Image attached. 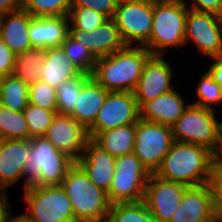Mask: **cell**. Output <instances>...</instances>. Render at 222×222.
<instances>
[{"label": "cell", "mask_w": 222, "mask_h": 222, "mask_svg": "<svg viewBox=\"0 0 222 222\" xmlns=\"http://www.w3.org/2000/svg\"><path fill=\"white\" fill-rule=\"evenodd\" d=\"M154 174L186 186L208 184L213 176L212 151L201 145L174 141Z\"/></svg>", "instance_id": "1"}, {"label": "cell", "mask_w": 222, "mask_h": 222, "mask_svg": "<svg viewBox=\"0 0 222 222\" xmlns=\"http://www.w3.org/2000/svg\"><path fill=\"white\" fill-rule=\"evenodd\" d=\"M152 54L144 46H126L96 59L91 76L108 91L133 92Z\"/></svg>", "instance_id": "2"}, {"label": "cell", "mask_w": 222, "mask_h": 222, "mask_svg": "<svg viewBox=\"0 0 222 222\" xmlns=\"http://www.w3.org/2000/svg\"><path fill=\"white\" fill-rule=\"evenodd\" d=\"M68 154L58 150L45 136L29 140L24 167V190L34 186L61 185L68 170L75 164Z\"/></svg>", "instance_id": "3"}, {"label": "cell", "mask_w": 222, "mask_h": 222, "mask_svg": "<svg viewBox=\"0 0 222 222\" xmlns=\"http://www.w3.org/2000/svg\"><path fill=\"white\" fill-rule=\"evenodd\" d=\"M77 222H106L112 203L105 190L90 181L75 162L61 183Z\"/></svg>", "instance_id": "4"}, {"label": "cell", "mask_w": 222, "mask_h": 222, "mask_svg": "<svg viewBox=\"0 0 222 222\" xmlns=\"http://www.w3.org/2000/svg\"><path fill=\"white\" fill-rule=\"evenodd\" d=\"M188 5L185 0H153L152 30L144 46L152 56H163L167 48L186 45Z\"/></svg>", "instance_id": "5"}, {"label": "cell", "mask_w": 222, "mask_h": 222, "mask_svg": "<svg viewBox=\"0 0 222 222\" xmlns=\"http://www.w3.org/2000/svg\"><path fill=\"white\" fill-rule=\"evenodd\" d=\"M216 111L188 104L183 115L171 126L174 141L216 148L222 132V122L217 121Z\"/></svg>", "instance_id": "6"}, {"label": "cell", "mask_w": 222, "mask_h": 222, "mask_svg": "<svg viewBox=\"0 0 222 222\" xmlns=\"http://www.w3.org/2000/svg\"><path fill=\"white\" fill-rule=\"evenodd\" d=\"M27 212L31 222H77L71 201L61 185L34 186L24 190Z\"/></svg>", "instance_id": "7"}, {"label": "cell", "mask_w": 222, "mask_h": 222, "mask_svg": "<svg viewBox=\"0 0 222 222\" xmlns=\"http://www.w3.org/2000/svg\"><path fill=\"white\" fill-rule=\"evenodd\" d=\"M150 175L134 153L116 157L114 179L107 192L109 201L112 204L142 201Z\"/></svg>", "instance_id": "8"}, {"label": "cell", "mask_w": 222, "mask_h": 222, "mask_svg": "<svg viewBox=\"0 0 222 222\" xmlns=\"http://www.w3.org/2000/svg\"><path fill=\"white\" fill-rule=\"evenodd\" d=\"M173 142L171 126L139 118L133 153L150 173H155L160 167Z\"/></svg>", "instance_id": "9"}, {"label": "cell", "mask_w": 222, "mask_h": 222, "mask_svg": "<svg viewBox=\"0 0 222 222\" xmlns=\"http://www.w3.org/2000/svg\"><path fill=\"white\" fill-rule=\"evenodd\" d=\"M113 20L127 46H145L153 24V0L118 5Z\"/></svg>", "instance_id": "10"}, {"label": "cell", "mask_w": 222, "mask_h": 222, "mask_svg": "<svg viewBox=\"0 0 222 222\" xmlns=\"http://www.w3.org/2000/svg\"><path fill=\"white\" fill-rule=\"evenodd\" d=\"M140 110L133 92L109 91L94 123L88 128L90 139L119 126L137 123Z\"/></svg>", "instance_id": "11"}, {"label": "cell", "mask_w": 222, "mask_h": 222, "mask_svg": "<svg viewBox=\"0 0 222 222\" xmlns=\"http://www.w3.org/2000/svg\"><path fill=\"white\" fill-rule=\"evenodd\" d=\"M186 186L168 181L151 173L143 195V202L155 222H169L181 204Z\"/></svg>", "instance_id": "12"}, {"label": "cell", "mask_w": 222, "mask_h": 222, "mask_svg": "<svg viewBox=\"0 0 222 222\" xmlns=\"http://www.w3.org/2000/svg\"><path fill=\"white\" fill-rule=\"evenodd\" d=\"M193 42L203 55L215 58L222 48V22L219 15L188 8L185 44Z\"/></svg>", "instance_id": "13"}, {"label": "cell", "mask_w": 222, "mask_h": 222, "mask_svg": "<svg viewBox=\"0 0 222 222\" xmlns=\"http://www.w3.org/2000/svg\"><path fill=\"white\" fill-rule=\"evenodd\" d=\"M45 137L60 151L77 161L90 140L88 129L68 114H56Z\"/></svg>", "instance_id": "14"}, {"label": "cell", "mask_w": 222, "mask_h": 222, "mask_svg": "<svg viewBox=\"0 0 222 222\" xmlns=\"http://www.w3.org/2000/svg\"><path fill=\"white\" fill-rule=\"evenodd\" d=\"M163 56H151L145 63L137 86L133 91L139 109L147 102L173 88V71Z\"/></svg>", "instance_id": "15"}, {"label": "cell", "mask_w": 222, "mask_h": 222, "mask_svg": "<svg viewBox=\"0 0 222 222\" xmlns=\"http://www.w3.org/2000/svg\"><path fill=\"white\" fill-rule=\"evenodd\" d=\"M214 213L210 184L189 186L169 222H209Z\"/></svg>", "instance_id": "16"}, {"label": "cell", "mask_w": 222, "mask_h": 222, "mask_svg": "<svg viewBox=\"0 0 222 222\" xmlns=\"http://www.w3.org/2000/svg\"><path fill=\"white\" fill-rule=\"evenodd\" d=\"M76 163L97 187L109 191L115 175L116 157L90 139Z\"/></svg>", "instance_id": "17"}, {"label": "cell", "mask_w": 222, "mask_h": 222, "mask_svg": "<svg viewBox=\"0 0 222 222\" xmlns=\"http://www.w3.org/2000/svg\"><path fill=\"white\" fill-rule=\"evenodd\" d=\"M69 34L84 45L96 59L110 56L127 46L113 19L106 20L90 32L69 30Z\"/></svg>", "instance_id": "18"}, {"label": "cell", "mask_w": 222, "mask_h": 222, "mask_svg": "<svg viewBox=\"0 0 222 222\" xmlns=\"http://www.w3.org/2000/svg\"><path fill=\"white\" fill-rule=\"evenodd\" d=\"M29 139H3L0 142V189L8 191L10 185L24 177Z\"/></svg>", "instance_id": "19"}, {"label": "cell", "mask_w": 222, "mask_h": 222, "mask_svg": "<svg viewBox=\"0 0 222 222\" xmlns=\"http://www.w3.org/2000/svg\"><path fill=\"white\" fill-rule=\"evenodd\" d=\"M108 92L92 76L84 75L80 94L69 115L88 129L94 123Z\"/></svg>", "instance_id": "20"}, {"label": "cell", "mask_w": 222, "mask_h": 222, "mask_svg": "<svg viewBox=\"0 0 222 222\" xmlns=\"http://www.w3.org/2000/svg\"><path fill=\"white\" fill-rule=\"evenodd\" d=\"M184 100L176 89H172L145 103L139 109L140 119L172 126L188 107Z\"/></svg>", "instance_id": "21"}, {"label": "cell", "mask_w": 222, "mask_h": 222, "mask_svg": "<svg viewBox=\"0 0 222 222\" xmlns=\"http://www.w3.org/2000/svg\"><path fill=\"white\" fill-rule=\"evenodd\" d=\"M69 34V18L67 17H32L29 36L32 48L46 49L61 46Z\"/></svg>", "instance_id": "22"}, {"label": "cell", "mask_w": 222, "mask_h": 222, "mask_svg": "<svg viewBox=\"0 0 222 222\" xmlns=\"http://www.w3.org/2000/svg\"><path fill=\"white\" fill-rule=\"evenodd\" d=\"M31 19L32 16L23 9L0 17V37L15 54L32 49L29 36Z\"/></svg>", "instance_id": "23"}, {"label": "cell", "mask_w": 222, "mask_h": 222, "mask_svg": "<svg viewBox=\"0 0 222 222\" xmlns=\"http://www.w3.org/2000/svg\"><path fill=\"white\" fill-rule=\"evenodd\" d=\"M82 72L67 57L62 46L45 49L41 80L57 88L61 83L78 78Z\"/></svg>", "instance_id": "24"}, {"label": "cell", "mask_w": 222, "mask_h": 222, "mask_svg": "<svg viewBox=\"0 0 222 222\" xmlns=\"http://www.w3.org/2000/svg\"><path fill=\"white\" fill-rule=\"evenodd\" d=\"M136 123L119 126L97 134L92 140L114 157L133 153Z\"/></svg>", "instance_id": "25"}, {"label": "cell", "mask_w": 222, "mask_h": 222, "mask_svg": "<svg viewBox=\"0 0 222 222\" xmlns=\"http://www.w3.org/2000/svg\"><path fill=\"white\" fill-rule=\"evenodd\" d=\"M45 62V49L32 48L15 54L12 75L30 85L39 80Z\"/></svg>", "instance_id": "26"}, {"label": "cell", "mask_w": 222, "mask_h": 222, "mask_svg": "<svg viewBox=\"0 0 222 222\" xmlns=\"http://www.w3.org/2000/svg\"><path fill=\"white\" fill-rule=\"evenodd\" d=\"M28 93V84L13 75H7L2 82L0 105L14 111H23L29 104Z\"/></svg>", "instance_id": "27"}, {"label": "cell", "mask_w": 222, "mask_h": 222, "mask_svg": "<svg viewBox=\"0 0 222 222\" xmlns=\"http://www.w3.org/2000/svg\"><path fill=\"white\" fill-rule=\"evenodd\" d=\"M0 135L3 139H29L28 123L24 112L0 105Z\"/></svg>", "instance_id": "28"}, {"label": "cell", "mask_w": 222, "mask_h": 222, "mask_svg": "<svg viewBox=\"0 0 222 222\" xmlns=\"http://www.w3.org/2000/svg\"><path fill=\"white\" fill-rule=\"evenodd\" d=\"M106 222H155L143 201L111 205Z\"/></svg>", "instance_id": "29"}, {"label": "cell", "mask_w": 222, "mask_h": 222, "mask_svg": "<svg viewBox=\"0 0 222 222\" xmlns=\"http://www.w3.org/2000/svg\"><path fill=\"white\" fill-rule=\"evenodd\" d=\"M72 0H23L22 9L32 17H67Z\"/></svg>", "instance_id": "30"}, {"label": "cell", "mask_w": 222, "mask_h": 222, "mask_svg": "<svg viewBox=\"0 0 222 222\" xmlns=\"http://www.w3.org/2000/svg\"><path fill=\"white\" fill-rule=\"evenodd\" d=\"M61 46L73 64L83 74L91 76L96 64V58L93 54L70 34L67 35Z\"/></svg>", "instance_id": "31"}, {"label": "cell", "mask_w": 222, "mask_h": 222, "mask_svg": "<svg viewBox=\"0 0 222 222\" xmlns=\"http://www.w3.org/2000/svg\"><path fill=\"white\" fill-rule=\"evenodd\" d=\"M196 94L199 100L191 104L213 111L216 109L213 107L214 105L218 106L222 104V87L213 80L208 71L201 76L197 84Z\"/></svg>", "instance_id": "32"}, {"label": "cell", "mask_w": 222, "mask_h": 222, "mask_svg": "<svg viewBox=\"0 0 222 222\" xmlns=\"http://www.w3.org/2000/svg\"><path fill=\"white\" fill-rule=\"evenodd\" d=\"M23 112L28 123L29 140L34 137L45 136L57 114V111L46 110L31 104H28Z\"/></svg>", "instance_id": "33"}, {"label": "cell", "mask_w": 222, "mask_h": 222, "mask_svg": "<svg viewBox=\"0 0 222 222\" xmlns=\"http://www.w3.org/2000/svg\"><path fill=\"white\" fill-rule=\"evenodd\" d=\"M69 30L90 32L102 25L108 18L91 8L71 7L68 15Z\"/></svg>", "instance_id": "34"}, {"label": "cell", "mask_w": 222, "mask_h": 222, "mask_svg": "<svg viewBox=\"0 0 222 222\" xmlns=\"http://www.w3.org/2000/svg\"><path fill=\"white\" fill-rule=\"evenodd\" d=\"M84 75L85 74L82 73L78 78L63 82L56 88L58 114L69 115L73 111L76 100L80 94L82 77Z\"/></svg>", "instance_id": "35"}, {"label": "cell", "mask_w": 222, "mask_h": 222, "mask_svg": "<svg viewBox=\"0 0 222 222\" xmlns=\"http://www.w3.org/2000/svg\"><path fill=\"white\" fill-rule=\"evenodd\" d=\"M28 97L31 105L57 111L56 88L41 79L29 85Z\"/></svg>", "instance_id": "36"}, {"label": "cell", "mask_w": 222, "mask_h": 222, "mask_svg": "<svg viewBox=\"0 0 222 222\" xmlns=\"http://www.w3.org/2000/svg\"><path fill=\"white\" fill-rule=\"evenodd\" d=\"M71 7L91 8L108 19H113L117 5L115 0H72Z\"/></svg>", "instance_id": "37"}, {"label": "cell", "mask_w": 222, "mask_h": 222, "mask_svg": "<svg viewBox=\"0 0 222 222\" xmlns=\"http://www.w3.org/2000/svg\"><path fill=\"white\" fill-rule=\"evenodd\" d=\"M15 53L2 41L0 37V75H12Z\"/></svg>", "instance_id": "38"}, {"label": "cell", "mask_w": 222, "mask_h": 222, "mask_svg": "<svg viewBox=\"0 0 222 222\" xmlns=\"http://www.w3.org/2000/svg\"><path fill=\"white\" fill-rule=\"evenodd\" d=\"M189 9L199 12H210L217 15L222 14V0H192Z\"/></svg>", "instance_id": "39"}, {"label": "cell", "mask_w": 222, "mask_h": 222, "mask_svg": "<svg viewBox=\"0 0 222 222\" xmlns=\"http://www.w3.org/2000/svg\"><path fill=\"white\" fill-rule=\"evenodd\" d=\"M209 184L213 193L214 211L222 213V183L213 175Z\"/></svg>", "instance_id": "40"}, {"label": "cell", "mask_w": 222, "mask_h": 222, "mask_svg": "<svg viewBox=\"0 0 222 222\" xmlns=\"http://www.w3.org/2000/svg\"><path fill=\"white\" fill-rule=\"evenodd\" d=\"M23 0H0V15L22 10Z\"/></svg>", "instance_id": "41"}, {"label": "cell", "mask_w": 222, "mask_h": 222, "mask_svg": "<svg viewBox=\"0 0 222 222\" xmlns=\"http://www.w3.org/2000/svg\"><path fill=\"white\" fill-rule=\"evenodd\" d=\"M211 59L214 61L210 64L209 68H207V71L212 76L213 80L222 87V63L216 58Z\"/></svg>", "instance_id": "42"}, {"label": "cell", "mask_w": 222, "mask_h": 222, "mask_svg": "<svg viewBox=\"0 0 222 222\" xmlns=\"http://www.w3.org/2000/svg\"><path fill=\"white\" fill-rule=\"evenodd\" d=\"M7 191L0 189V222H5L8 213L10 212Z\"/></svg>", "instance_id": "43"}, {"label": "cell", "mask_w": 222, "mask_h": 222, "mask_svg": "<svg viewBox=\"0 0 222 222\" xmlns=\"http://www.w3.org/2000/svg\"><path fill=\"white\" fill-rule=\"evenodd\" d=\"M212 164H222V132L219 136L216 148L212 151Z\"/></svg>", "instance_id": "44"}, {"label": "cell", "mask_w": 222, "mask_h": 222, "mask_svg": "<svg viewBox=\"0 0 222 222\" xmlns=\"http://www.w3.org/2000/svg\"><path fill=\"white\" fill-rule=\"evenodd\" d=\"M5 222H31L24 214L12 217L11 211L8 213Z\"/></svg>", "instance_id": "45"}, {"label": "cell", "mask_w": 222, "mask_h": 222, "mask_svg": "<svg viewBox=\"0 0 222 222\" xmlns=\"http://www.w3.org/2000/svg\"><path fill=\"white\" fill-rule=\"evenodd\" d=\"M213 175L222 183V164H212Z\"/></svg>", "instance_id": "46"}, {"label": "cell", "mask_w": 222, "mask_h": 222, "mask_svg": "<svg viewBox=\"0 0 222 222\" xmlns=\"http://www.w3.org/2000/svg\"><path fill=\"white\" fill-rule=\"evenodd\" d=\"M209 222H222V213L214 211L212 217Z\"/></svg>", "instance_id": "47"}, {"label": "cell", "mask_w": 222, "mask_h": 222, "mask_svg": "<svg viewBox=\"0 0 222 222\" xmlns=\"http://www.w3.org/2000/svg\"><path fill=\"white\" fill-rule=\"evenodd\" d=\"M140 0H115L116 5H122V4H127V3H133V2H137Z\"/></svg>", "instance_id": "48"}, {"label": "cell", "mask_w": 222, "mask_h": 222, "mask_svg": "<svg viewBox=\"0 0 222 222\" xmlns=\"http://www.w3.org/2000/svg\"><path fill=\"white\" fill-rule=\"evenodd\" d=\"M219 62L222 63V48L220 49L219 54L215 57Z\"/></svg>", "instance_id": "49"}, {"label": "cell", "mask_w": 222, "mask_h": 222, "mask_svg": "<svg viewBox=\"0 0 222 222\" xmlns=\"http://www.w3.org/2000/svg\"><path fill=\"white\" fill-rule=\"evenodd\" d=\"M3 79H4V76L0 75V92H1Z\"/></svg>", "instance_id": "50"}]
</instances>
